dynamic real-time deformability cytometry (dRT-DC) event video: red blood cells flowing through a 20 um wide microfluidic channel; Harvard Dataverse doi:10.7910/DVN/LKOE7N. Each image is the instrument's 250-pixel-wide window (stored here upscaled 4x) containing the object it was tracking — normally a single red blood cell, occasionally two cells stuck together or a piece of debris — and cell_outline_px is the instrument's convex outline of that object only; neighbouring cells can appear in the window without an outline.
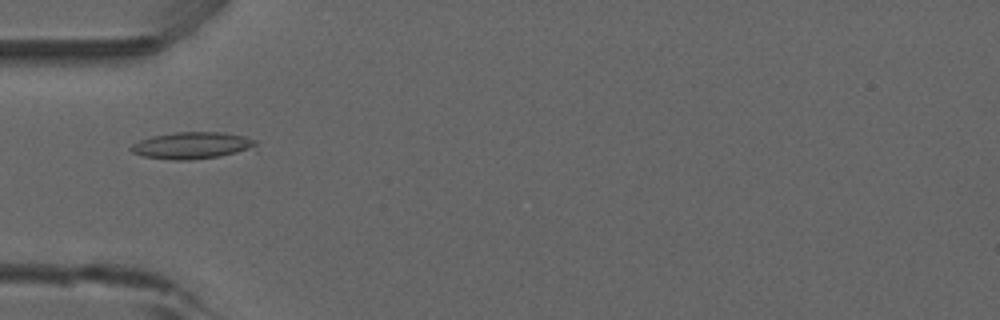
{"species": "common noctule bat (a hibernating species)", "species_latin": "Nyctalus noctula", "temperature_condition": "room temperature", "stored_images_in_passage": 53, "camera_frame_rate_fps": 3000, "um_per_image_px": 0.085, "animal": {"sex": "male", "forearm_length_mm": 52.5}, "frame": {"image": 1, "passage_image": 17, "time_ms": 5.333, "image_size_px": [1000, 320], "cell_outline_px": [[256, 152], [188, 160], [172, 160], [144, 156], [132, 152], [128, 148], [132, 144], [140, 140], [152, 136], [176, 132], [224, 132], [244, 136], [256, 140]], "centroid_in_image_um": [16.45, 12.37], "position_along_channel_um": 68.6, "area_um2": 20.06}}
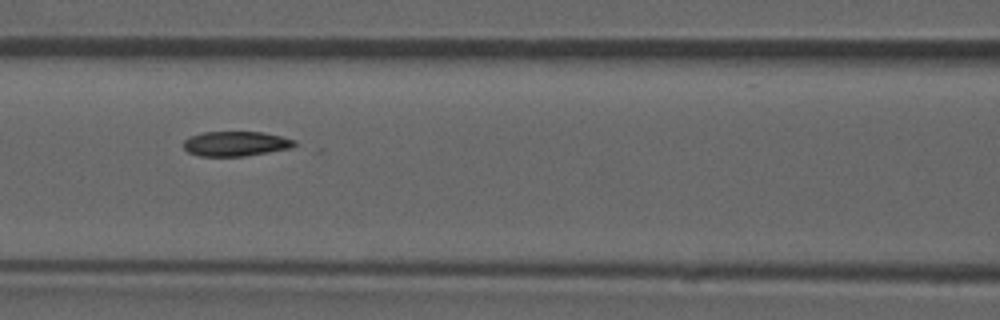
{"frame": {"image": 2, "passage_image": 23, "time_ms": 7.333, "image_size_px": [1000, 320], "cell_outline_px": [[296, 144], [292, 148], [244, 156], [200, 156], [188, 152], [184, 148], [184, 140], [188, 136], [204, 132], [260, 132], [280, 136], [296, 140]], "centroid_in_image_um": [20.02, 12.21], "position_along_channel_um": 146.6, "area_um2": 16.01}}
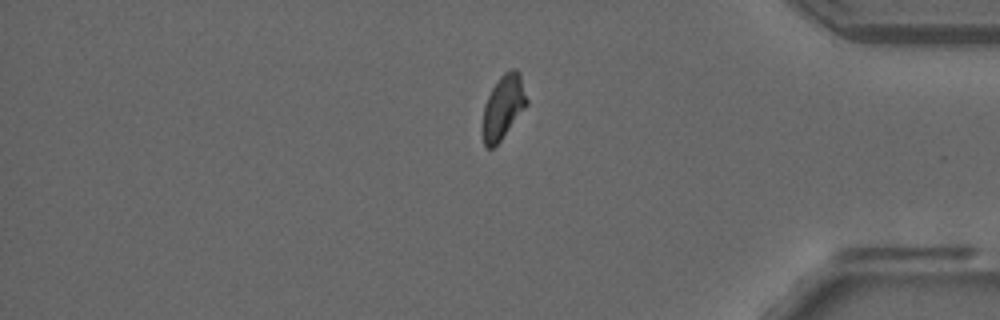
{"frame": {"image": 3, "passage_image": 44, "time_ms": 14.333, "image_size_px": [1000, 320], "cell_outline_px": [[528, 104], [500, 140], [492, 148], [488, 148], [484, 144], [480, 128], [484, 104], [492, 88], [500, 76], [504, 72], [512, 68], [516, 68], [520, 72], [528, 100]], "centroid_in_image_um": [42.75, 9.07], "position_along_channel_um": 392.5, "area_um2": 16.65}, "authors_computed_cell_mechanics": {"area_um2": 16.762, "velocity_mm_per_s": 3.8864, "shape_relaxation_time_tau1_ms": 3.864, "shape_relaxation_time_tau2_ms": null, "deformation_change_tau1": 0.1417, "deformation_change_tau2": null}}